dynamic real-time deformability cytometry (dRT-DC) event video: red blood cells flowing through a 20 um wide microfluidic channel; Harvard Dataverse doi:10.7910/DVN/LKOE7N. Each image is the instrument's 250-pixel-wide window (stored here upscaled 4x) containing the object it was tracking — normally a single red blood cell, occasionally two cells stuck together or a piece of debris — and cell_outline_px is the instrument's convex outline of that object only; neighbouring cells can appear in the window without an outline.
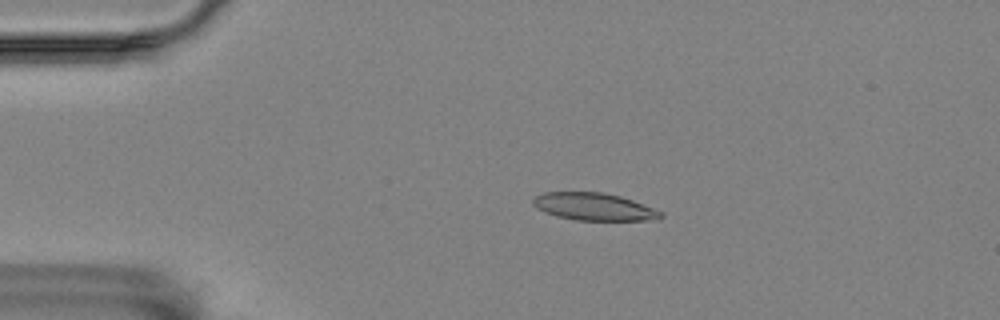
{"species": "Egyptian fruit bat (a non-hibernating species)", "species_latin": "Rousettus aegyptiacus", "temperature_condition": "room temperature", "stored_images_in_passage": 7, "camera_frame_rate_fps": 3000, "um_per_image_px": 0.085, "animal": {"sex": "female"}, "frame": {"image": 1, "passage_image": 3, "time_ms": 0.667, "image_size_px": [1000, 320], "cell_outline_px": [[664, 216], [644, 220], [576, 220], [556, 216], [544, 212], [536, 208], [532, 204], [532, 200], [536, 196], [544, 192], [600, 192], [620, 196], [632, 200], [664, 212]], "centroid_in_image_um": [50.44, 17.56], "position_along_channel_um": 34.6, "area_um2": 20.29}}
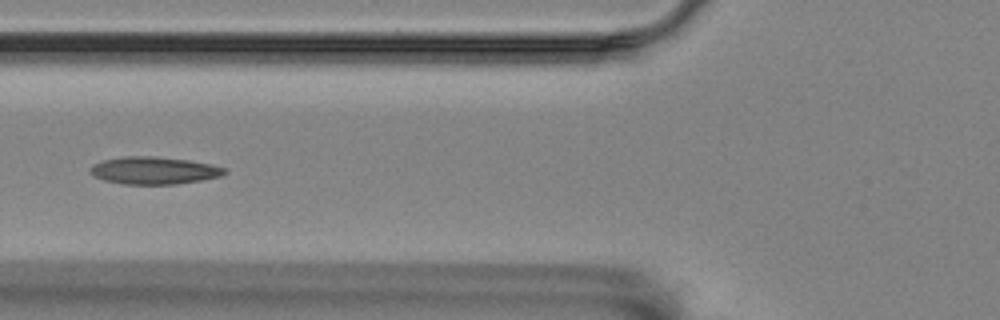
{"frame": {"image": 2, "passage_image": 6, "time_ms": 1.667, "image_size_px": [1000, 320], "cell_outline_px": [[228, 172], [220, 176], [200, 180], [176, 184], [124, 184], [104, 180], [92, 176], [88, 172], [88, 168], [92, 164], [104, 160], [120, 156], [156, 156], [188, 160], [212, 164], [224, 168]], "centroid_in_image_um": [13.03, 14.48], "position_along_channel_um": 112.8, "area_um2": 21.62}}
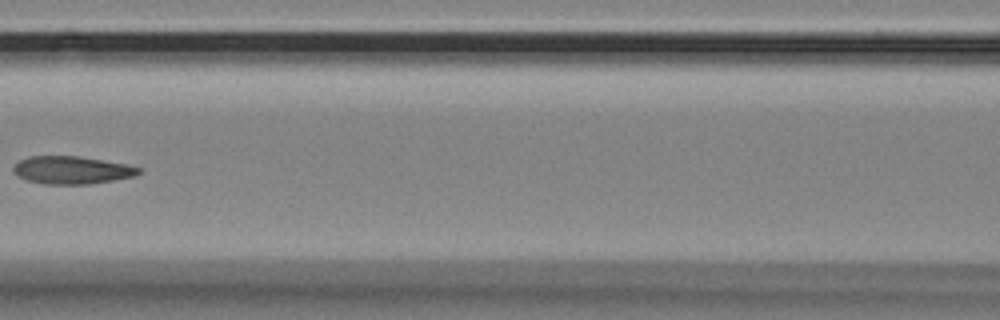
{"frame": {"image": 3, "passage_image": 7, "time_ms": 2.0, "image_size_px": [1000, 320], "cell_outline_px": [[140, 172], [136, 176], [88, 184], [44, 184], [28, 180], [12, 172], [12, 168], [20, 160], [28, 156], [80, 156], [128, 164], [140, 168]], "centroid_in_image_um": [6.11, 14.45], "position_along_channel_um": 160.5, "area_um2": 20.23}}